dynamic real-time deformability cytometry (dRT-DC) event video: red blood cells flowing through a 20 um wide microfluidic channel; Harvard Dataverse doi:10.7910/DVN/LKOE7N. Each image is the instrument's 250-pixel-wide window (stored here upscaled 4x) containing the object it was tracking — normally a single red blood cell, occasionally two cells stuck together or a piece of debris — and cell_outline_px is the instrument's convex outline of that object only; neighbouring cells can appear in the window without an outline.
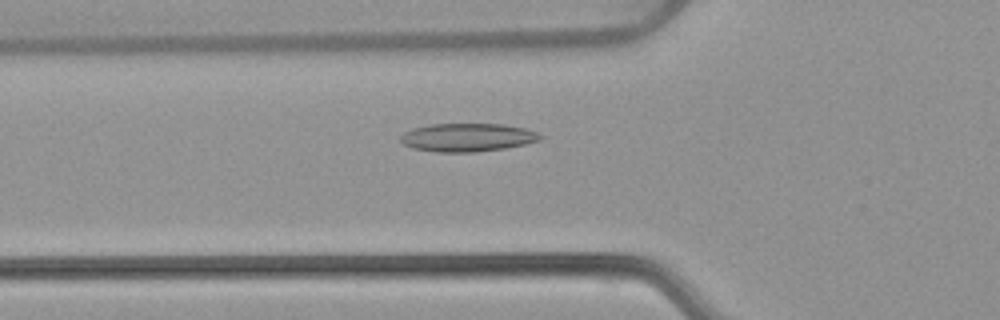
{"species": "common noctule bat (a hibernating species)", "species_latin": "Nyctalus noctula", "temperature_condition": "warm", "stored_images_in_passage": 46, "camera_frame_rate_fps": 3000, "um_per_image_px": 0.085, "animal": {"sex": "female", "body_mass_g": 22.7, "forearm_length_mm": 54.2}, "frame": {"image": 1, "passage_image": 12, "time_ms": 3.667, "image_size_px": [1000, 320], "cell_outline_px": [[544, 136], [540, 140], [524, 144], [504, 148], [476, 152], [436, 152], [412, 148], [404, 144], [400, 140], [400, 136], [404, 132], [412, 128], [432, 124], [504, 124], [524, 128], [536, 132]], "centroid_in_image_um": [39.72, 11.68], "position_along_channel_um": 86.1, "area_um2": 23.0}}
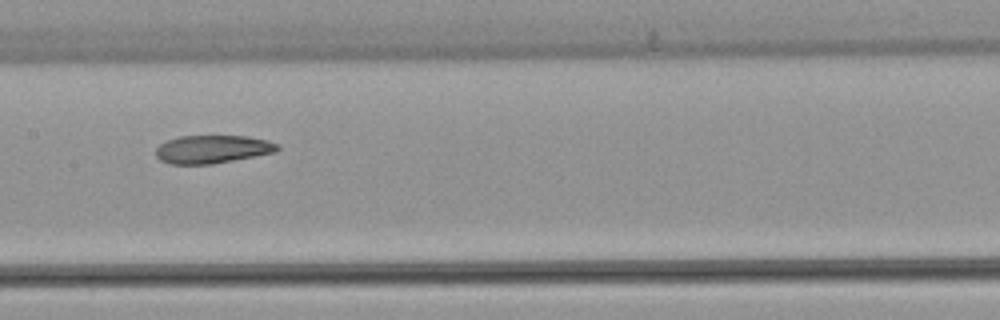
{"frame": {"image": 2, "passage_image": 20, "time_ms": 6.333, "image_size_px": [1000, 320], "cell_outline_px": [[280, 148], [276, 152], [256, 156], [212, 164], [168, 164], [160, 160], [156, 156], [156, 148], [160, 144], [168, 140], [180, 136], [248, 136], [268, 140], [280, 144]], "centroid_in_image_um": [18.08, 12.68], "position_along_channel_um": 189.3, "area_um2": 20.06}}
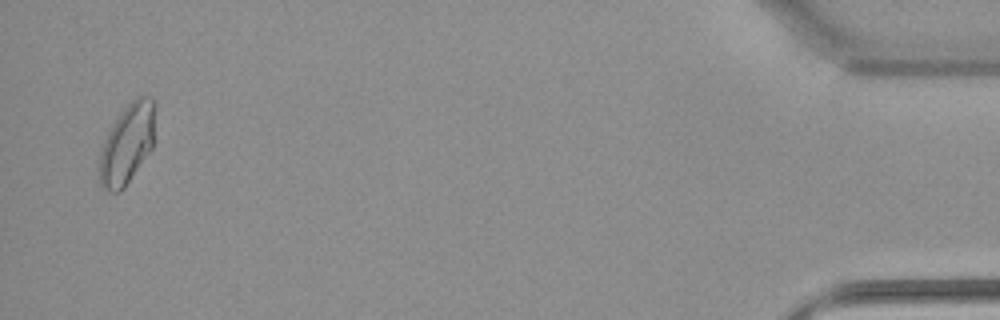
{"frame": {"image": 3, "passage_image": 45, "time_ms": 14.667, "image_size_px": [1000, 320], "cell_outline_px": [[156, 104], [152, 148], [124, 188], [120, 192], [104, 192], [100, 188], [100, 148], [108, 132], [120, 112], [136, 96], [152, 96], [156, 100]], "centroid_in_image_um": [10.82, 12.21], "position_along_channel_um": 424.4, "area_um2": 26.18}, "authors_computed_cell_mechanics": {"area_um2": 21.675, "velocity_mm_per_s": 3.8574, "shape_relaxation_time_tau1_ms": null, "shape_relaxation_time_tau2_ms": 4.8033, "deformation_change_tau1": null, "deformation_change_tau2": 0.1029}}